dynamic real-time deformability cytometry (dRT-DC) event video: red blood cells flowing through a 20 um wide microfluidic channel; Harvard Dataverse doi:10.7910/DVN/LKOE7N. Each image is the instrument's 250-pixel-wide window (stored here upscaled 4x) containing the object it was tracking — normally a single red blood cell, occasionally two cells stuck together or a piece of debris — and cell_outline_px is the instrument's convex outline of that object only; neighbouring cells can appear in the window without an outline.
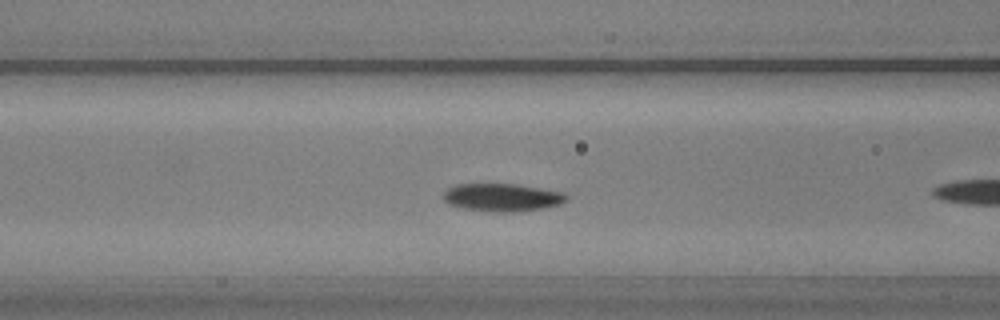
{"species": "common noctule bat (a hibernating species)", "species_latin": "Nyctalus noctula", "temperature_condition": "warm", "stored_images_in_passage": 11, "camera_frame_rate_fps": 3000, "um_per_image_px": 0.085, "animal": {"sex": "male", "body_mass_g": 20.5, "forearm_length_mm": 52.5}, "frame": {"image": 1, "passage_image": 10, "time_ms": 3.0, "image_size_px": [1000, 320], "cell_outline_px": [[568, 200], [560, 204], [544, 208], [508, 212], [492, 212], [464, 208], [448, 204], [444, 200], [444, 192], [448, 188], [456, 184], [516, 184], [564, 192], [568, 196]], "centroid_in_image_um": [42.7, 16.77], "position_along_channel_um": 123.9, "area_um2": 19.94}}